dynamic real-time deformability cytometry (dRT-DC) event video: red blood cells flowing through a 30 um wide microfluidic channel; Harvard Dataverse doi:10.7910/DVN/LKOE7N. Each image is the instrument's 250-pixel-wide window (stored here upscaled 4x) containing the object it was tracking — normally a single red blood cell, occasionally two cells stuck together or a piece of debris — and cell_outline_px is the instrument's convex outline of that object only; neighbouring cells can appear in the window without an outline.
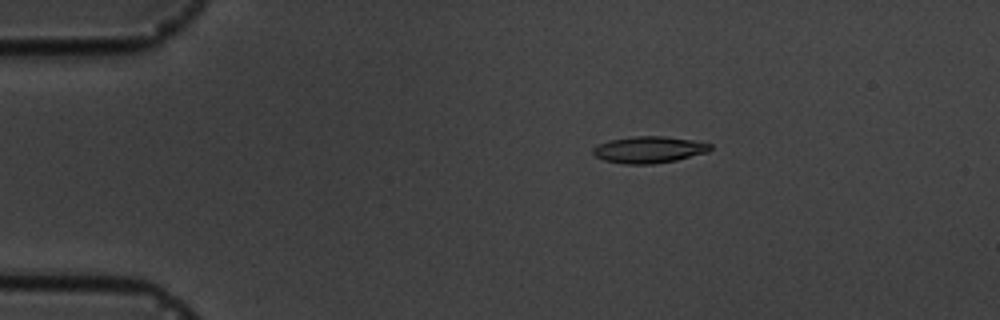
{"species": "common noctule bat (a hibernating species)", "species_latin": "Nyctalus noctula", "temperature_condition": "cold", "stored_images_in_passage": 5, "camera_frame_rate_fps": 3000, "um_per_image_px": 0.085, "animal": {"sex": "male", "body_mass_g": 19.5, "forearm_length_mm": 54.6}, "frame": {"image": 1, "passage_image": 2, "time_ms": 1.333, "image_size_px": [1000, 320], "cell_outline_px": [[712, 148], [708, 152], [676, 160], [652, 164], [624, 164], [604, 160], [596, 156], [592, 152], [592, 148], [608, 140], [636, 136], [664, 136], [692, 140], [712, 144]], "centroid_in_image_um": [55.17, 12.72], "position_along_channel_um": 29.8, "area_um2": 18.15}}
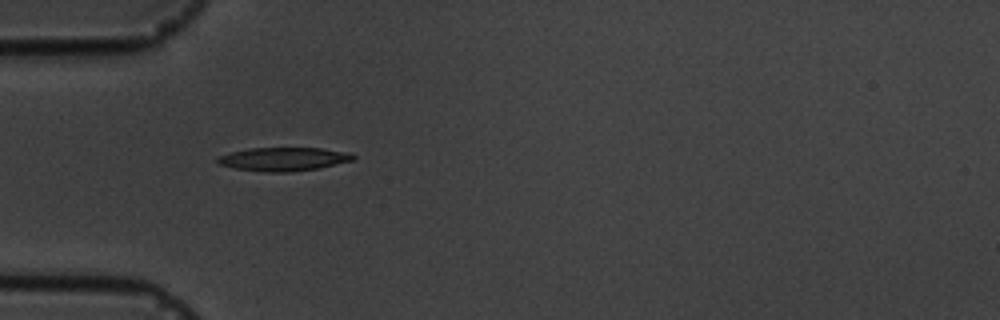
{"frame": {"image": 2, "passage_image": 4, "time_ms": 3.667, "image_size_px": [1000, 320], "cell_outline_px": [[356, 160], [316, 168], [288, 172], [264, 172], [236, 168], [220, 164], [216, 160], [216, 156], [248, 148], [320, 148], [352, 152], [356, 156]], "centroid_in_image_um": [24.14, 13.51], "position_along_channel_um": 60.9, "area_um2": 18.61}}
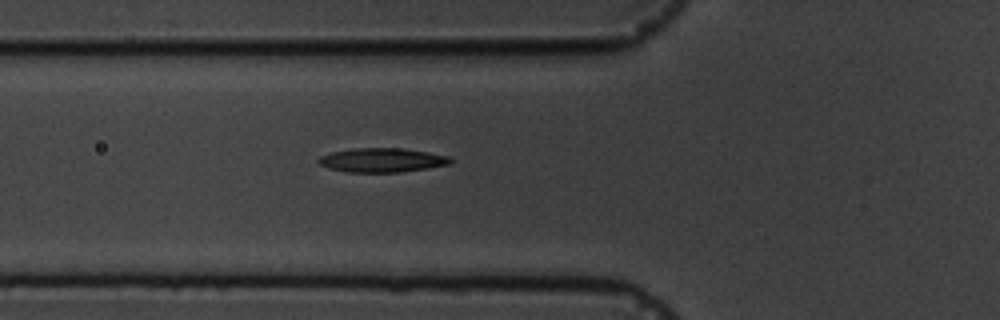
{"frame": {"image": 3, "passage_image": 5, "time_ms": 4.667, "image_size_px": [1000, 320], "cell_outline_px": [[452, 164], [400, 172], [348, 172], [328, 168], [320, 164], [316, 160], [320, 156], [332, 152], [352, 148], [404, 148], [428, 152], [448, 156], [452, 160]], "centroid_in_image_um": [32.46, 13.6], "position_along_channel_um": 93.3, "area_um2": 18.55}}